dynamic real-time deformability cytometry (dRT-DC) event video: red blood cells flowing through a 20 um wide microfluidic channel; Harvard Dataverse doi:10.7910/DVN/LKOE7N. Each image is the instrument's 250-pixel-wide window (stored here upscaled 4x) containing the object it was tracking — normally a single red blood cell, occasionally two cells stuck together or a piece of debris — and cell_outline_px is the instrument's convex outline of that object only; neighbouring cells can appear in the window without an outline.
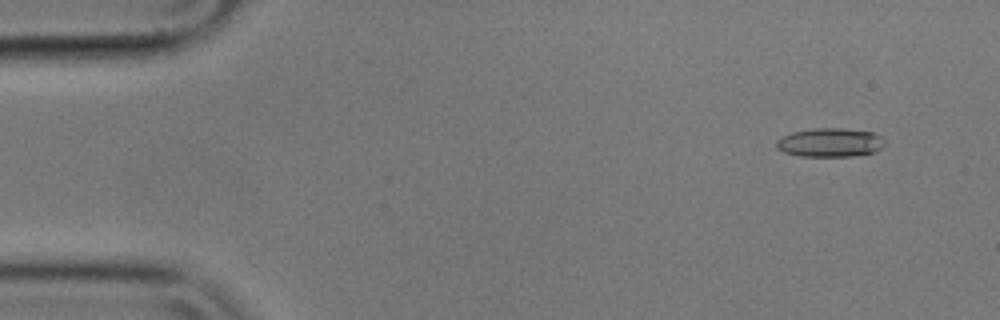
{"species": "common noctule bat (a hibernating species)", "species_latin": "Nyctalus noctula", "temperature_condition": "cold", "stored_images_in_passage": 5, "camera_frame_rate_fps": 3000, "um_per_image_px": 0.085, "animal": {"sex": "male", "body_mass_g": 17.9}, "frame": {"image": 1, "passage_image": 2, "time_ms": 0.333, "image_size_px": [1000, 320], "cell_outline_px": [[884, 148], [876, 152], [852, 156], [800, 156], [784, 152], [776, 148], [776, 140], [792, 132], [812, 128], [844, 128], [872, 132], [880, 136], [884, 140]], "centroid_in_image_um": [70.57, 12.11], "position_along_channel_um": 14.4, "area_um2": 18.32}}
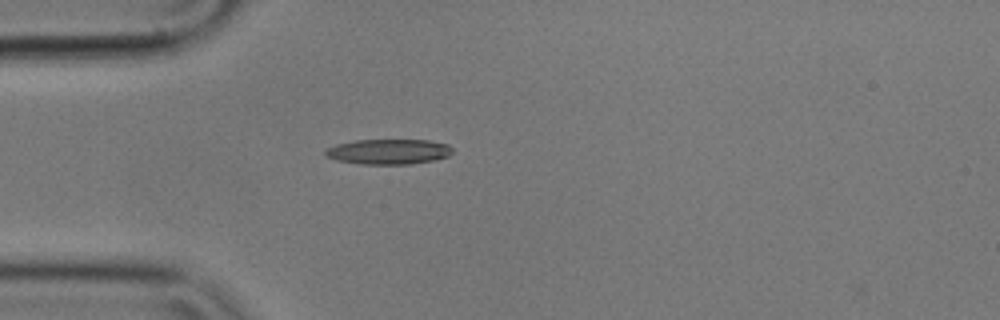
{"frame": {"image": 2, "passage_image": 5, "time_ms": 1.333, "image_size_px": [1000, 320], "cell_outline_px": [[452, 152], [448, 156], [432, 160], [408, 164], [360, 164], [336, 160], [324, 156], [324, 152], [328, 148], [336, 144], [356, 140], [428, 140], [448, 144], [452, 148]], "centroid_in_image_um": [32.99, 12.89], "position_along_channel_um": 52.0, "area_um2": 18.61}}